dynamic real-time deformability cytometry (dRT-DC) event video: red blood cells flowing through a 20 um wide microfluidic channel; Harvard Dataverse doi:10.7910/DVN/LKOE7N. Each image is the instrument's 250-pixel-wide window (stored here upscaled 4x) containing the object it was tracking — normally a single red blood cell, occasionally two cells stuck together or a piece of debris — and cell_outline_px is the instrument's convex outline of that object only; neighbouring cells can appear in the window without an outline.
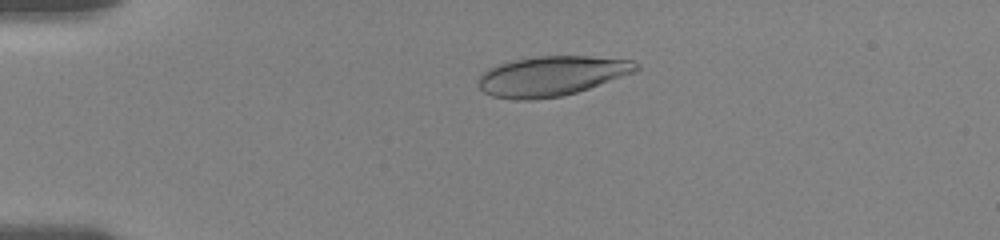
{"species": "human", "species_latin": "Homo sapiens", "temperature_condition": "room temperature", "stored_images_in_passage": 24, "camera_frame_rate_fps": 3000, "um_per_image_px": 0.085, "donor": {"sex": "female"}, "frame": {"image": 1, "passage_image": 2, "time_ms": 0.333, "image_size_px": [1000, 240], "cell_outline_px": [[640, 68], [636, 72], [576, 92], [560, 96], [532, 100], [516, 100], [492, 96], [484, 92], [480, 88], [476, 80], [488, 68], [516, 60], [540, 56], [588, 56], [632, 60], [640, 64]], "centroid_in_image_um": [46.9, 6.46], "position_along_channel_um": 38.1, "area_um2": 36.41}}
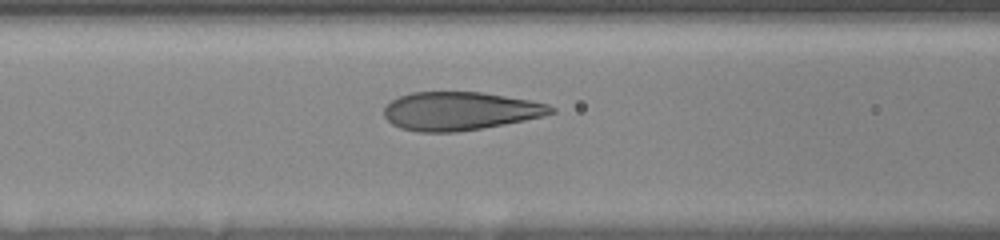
{"frame": {"image": 2, "passage_image": 15, "time_ms": 4.0, "image_size_px": [1000, 240], "cell_outline_px": [[556, 112], [544, 116], [504, 124], [456, 132], [420, 132], [400, 128], [392, 124], [384, 116], [384, 108], [392, 100], [400, 96], [412, 92], [480, 92], [528, 100], [548, 104], [556, 108]], "centroid_in_image_um": [39.09, 9.44], "position_along_channel_um": 127.5, "area_um2": 37.11}}
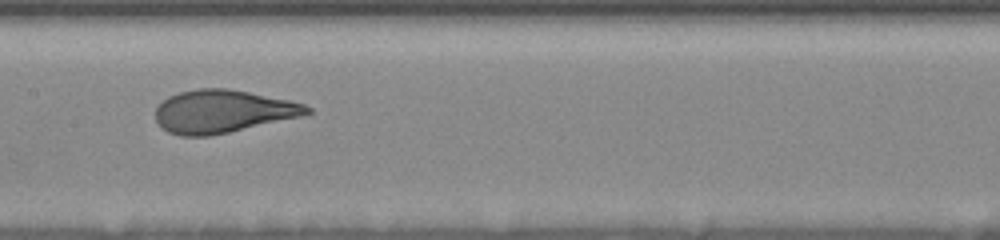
{"frame": {"image": 3, "passage_image": 22, "time_ms": 5.667, "image_size_px": [1000, 240], "cell_outline_px": [[312, 112], [300, 116], [228, 132], [208, 136], [180, 136], [168, 132], [156, 120], [156, 108], [168, 96], [180, 92], [200, 88], [228, 88], [288, 100], [304, 104], [312, 108]], "centroid_in_image_um": [18.91, 9.46], "position_along_channel_um": 188.5, "area_um2": 37.34}}